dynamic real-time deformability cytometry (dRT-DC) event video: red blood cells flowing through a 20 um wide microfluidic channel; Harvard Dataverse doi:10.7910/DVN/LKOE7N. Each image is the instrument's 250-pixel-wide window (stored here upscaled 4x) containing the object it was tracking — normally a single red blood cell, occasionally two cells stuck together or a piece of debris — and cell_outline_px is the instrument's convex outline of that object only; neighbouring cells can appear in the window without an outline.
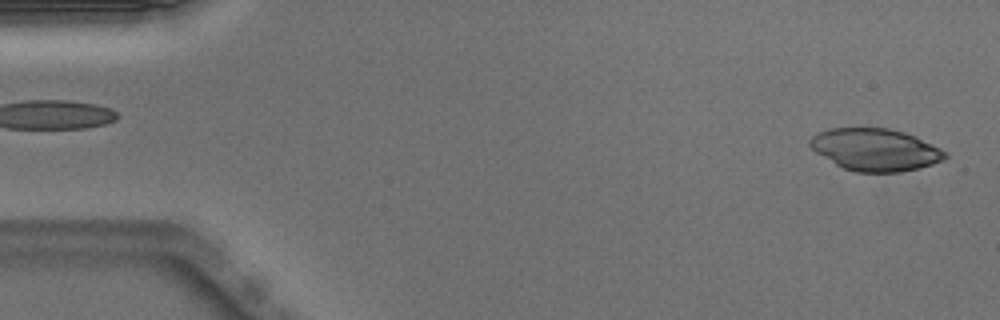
{"species": "Egyptian fruit bat (a non-hibernating species)", "species_latin": "Rousettus aegyptiacus", "temperature_condition": "warm", "stored_images_in_passage": 48, "camera_frame_rate_fps": 3000, "um_per_image_px": 0.085, "animal": {"sex": "male"}, "frame": {"image": 1, "passage_image": 1, "time_ms": 0.0, "image_size_px": [1000, 320], "cell_outline_px": [[948, 156], [944, 160], [920, 168], [900, 172], [856, 172], [844, 168], [836, 164], [816, 152], [808, 144], [808, 140], [816, 132], [828, 128], [888, 128], [904, 132], [916, 136], [948, 152]], "centroid_in_image_um": [74.41, 12.71], "position_along_channel_um": 10.6, "area_um2": 33.41}}